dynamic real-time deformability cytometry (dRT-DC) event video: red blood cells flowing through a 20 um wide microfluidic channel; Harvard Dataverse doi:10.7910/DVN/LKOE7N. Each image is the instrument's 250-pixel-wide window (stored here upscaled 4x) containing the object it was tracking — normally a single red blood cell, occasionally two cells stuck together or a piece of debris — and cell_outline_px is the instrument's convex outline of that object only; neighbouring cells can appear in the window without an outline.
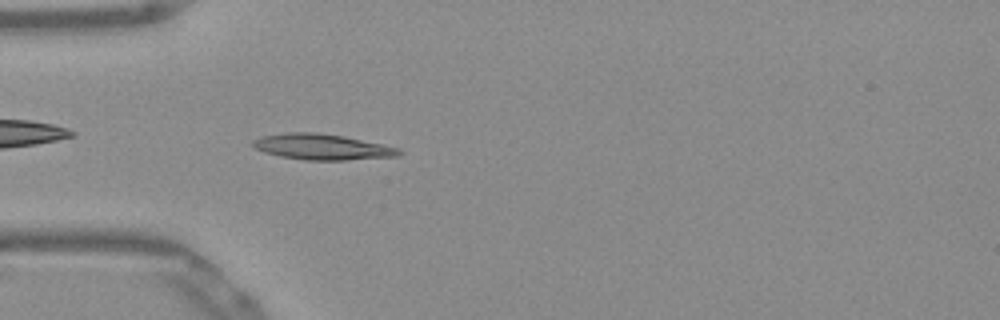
{"species": "Egyptian fruit bat (a non-hibernating species)", "species_latin": "Rousettus aegyptiacus", "temperature_condition": "warm", "stored_images_in_passage": 39, "camera_frame_rate_fps": 3000, "um_per_image_px": 0.085, "frame": {"image": 1, "passage_image": 3, "time_ms": 0.667, "image_size_px": [1000, 320], "cell_outline_px": [[404, 152], [400, 156], [344, 160], [304, 160], [280, 156], [264, 152], [248, 144], [252, 140], [264, 136], [288, 132], [316, 132], [344, 136], [400, 148]], "centroid_in_image_um": [27.39, 12.49], "position_along_channel_um": 57.6, "area_um2": 22.02}}
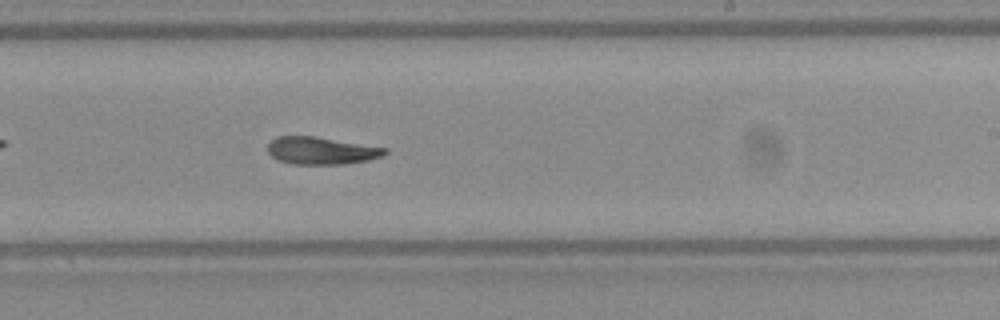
{"frame": {"image": 2, "passage_image": 19, "time_ms": 6.0, "image_size_px": [1000, 320], "cell_outline_px": [[388, 152], [384, 156], [368, 160], [344, 164], [292, 164], [276, 160], [268, 152], [268, 144], [276, 136], [316, 136], [388, 148]], "centroid_in_image_um": [27.32, 12.8], "position_along_channel_um": 261.7, "area_um2": 18.9}}
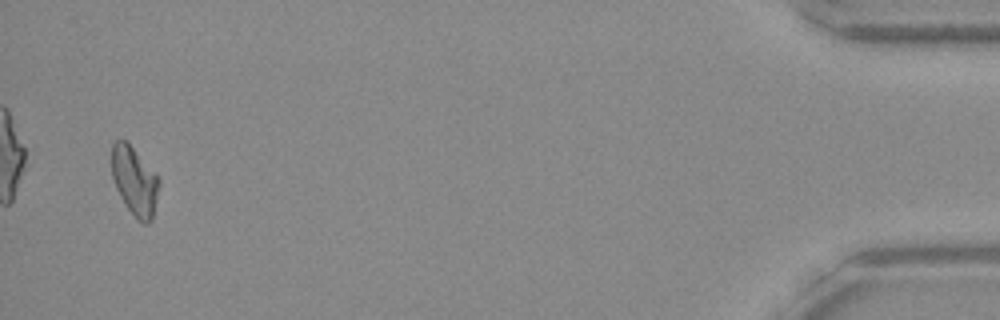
{"frame": {"image": 3, "passage_image": 38, "time_ms": 12.333, "image_size_px": [1000, 320], "cell_outline_px": [[160, 184], [152, 220], [148, 224], [144, 224], [136, 220], [120, 196], [116, 188], [112, 176], [112, 144], [116, 140], [124, 140], [132, 148], [160, 180]], "centroid_in_image_um": [11.44, 15.45], "position_along_channel_um": 423.8, "area_um2": 18.55}, "authors_computed_cell_mechanics": {"area_um2": 19.2474, "velocity_mm_per_s": 3.8976, "shape_relaxation_time_tau1_ms": 5.3143, "shape_relaxation_time_tau2_ms": 3.6638, "deformation_change_tau1": 0.1789, "deformation_change_tau2": 0.0891}}